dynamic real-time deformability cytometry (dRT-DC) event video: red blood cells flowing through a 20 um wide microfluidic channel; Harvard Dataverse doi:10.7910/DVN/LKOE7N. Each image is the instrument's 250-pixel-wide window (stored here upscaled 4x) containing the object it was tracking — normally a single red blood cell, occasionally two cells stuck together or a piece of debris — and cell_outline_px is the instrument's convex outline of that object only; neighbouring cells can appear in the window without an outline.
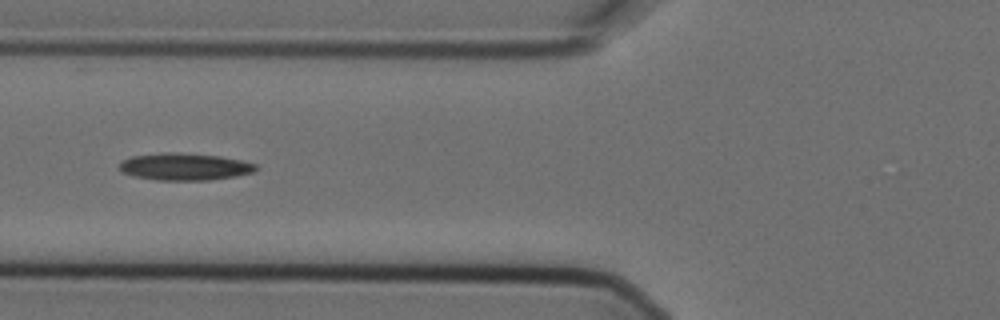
{"species": "Egyptian fruit bat (a non-hibernating species)", "species_latin": "Rousettus aegyptiacus", "temperature_condition": "cold", "stored_images_in_passage": 4, "camera_frame_rate_fps": 3000, "um_per_image_px": 0.085, "animal": {"sex": "female"}, "frame": {"image": 1, "passage_image": 3, "time_ms": 0.667, "image_size_px": [1000, 320], "cell_outline_px": [[256, 168], [252, 172], [236, 176], [208, 180], [156, 180], [132, 176], [120, 172], [120, 164], [124, 160], [132, 156], [160, 152], [176, 152], [220, 156], [240, 160], [256, 164]], "centroid_in_image_um": [15.65, 14.17], "position_along_channel_um": 110.2, "area_um2": 21.56}}
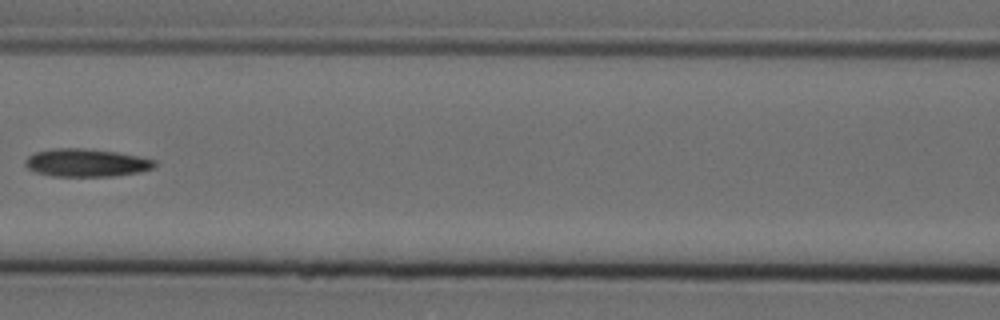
{"frame": {"image": 2, "passage_image": 4, "time_ms": 1.0, "image_size_px": [1000, 320], "cell_outline_px": [[156, 164], [152, 168], [140, 172], [112, 176], [52, 176], [36, 172], [28, 168], [24, 164], [24, 160], [28, 156], [36, 152], [52, 148], [84, 148], [116, 152], [156, 160]], "centroid_in_image_um": [7.3, 13.83], "position_along_channel_um": 159.3, "area_um2": 20.98}}